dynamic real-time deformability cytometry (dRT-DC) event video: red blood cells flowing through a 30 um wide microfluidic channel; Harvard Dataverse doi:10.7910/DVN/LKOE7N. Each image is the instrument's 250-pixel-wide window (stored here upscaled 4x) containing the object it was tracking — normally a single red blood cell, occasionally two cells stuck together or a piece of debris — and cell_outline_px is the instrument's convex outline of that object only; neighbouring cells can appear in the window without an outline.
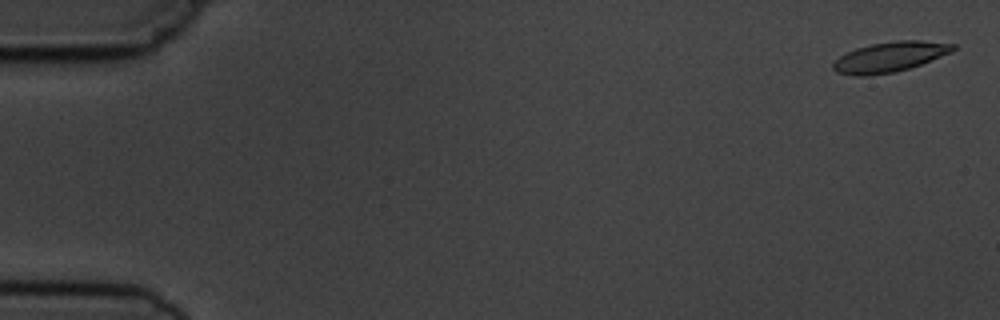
{"species": "common noctule bat (a hibernating species)", "species_latin": "Nyctalus noctula", "temperature_condition": "cold", "stored_images_in_passage": 6, "segment_of_instrument_passage": [1, 2], "camera_frame_rate_fps": 3000, "um_per_image_px": 0.085, "animal": {"sex": "male", "body_mass_g": 19.5, "forearm_length_mm": 54.6}, "frame": {"image": 1, "passage_image": 1, "time_ms": 0.0, "image_size_px": [1000, 320], "cell_outline_px": [[956, 48], [952, 52], [920, 64], [896, 72], [868, 76], [856, 76], [836, 72], [832, 68], [832, 64], [840, 56], [856, 48], [872, 44], [896, 40], [920, 40], [956, 44]], "centroid_in_image_um": [75.63, 4.84], "position_along_channel_um": 9.4, "area_um2": 20.98}}
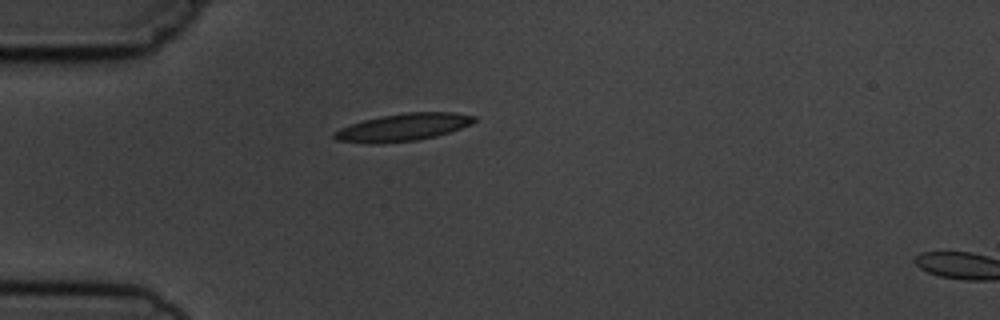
{"frame": {"image": 2, "passage_image": 5, "time_ms": 4.667, "image_size_px": [1000, 320], "cell_outline_px": [[476, 120], [460, 128], [436, 136], [416, 140], [376, 144], [336, 140], [332, 136], [332, 132], [340, 128], [364, 120], [380, 116], [408, 112], [456, 112], [476, 116]], "centroid_in_image_um": [34.24, 10.81], "position_along_channel_um": 50.8, "area_um2": 22.2}}